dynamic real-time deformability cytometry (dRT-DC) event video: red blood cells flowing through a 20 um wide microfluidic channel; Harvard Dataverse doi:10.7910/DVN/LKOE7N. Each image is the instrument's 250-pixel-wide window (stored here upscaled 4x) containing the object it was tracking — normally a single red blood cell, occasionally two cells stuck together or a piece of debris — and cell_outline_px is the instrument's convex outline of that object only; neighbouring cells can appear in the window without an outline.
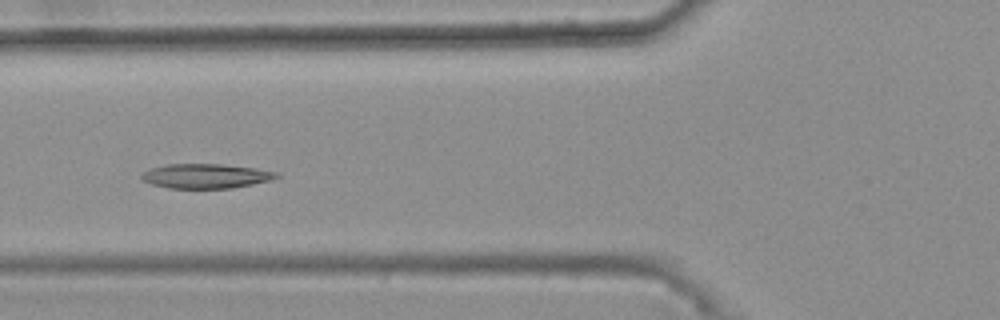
{"species": "common noctule bat (a hibernating species)", "species_latin": "Nyctalus noctula", "temperature_condition": "warm", "stored_images_in_passage": 44, "camera_frame_rate_fps": 3000, "um_per_image_px": 0.085, "animal": {"sex": "female", "body_mass_g": 25.1}, "frame": {"image": 1, "passage_image": 19, "time_ms": 6.0, "image_size_px": [1000, 320], "cell_outline_px": [[280, 176], [272, 180], [232, 188], [168, 188], [152, 184], [144, 180], [140, 176], [144, 172], [152, 168], [168, 164], [220, 164], [252, 168], [276, 172]], "centroid_in_image_um": [17.5, 14.97], "position_along_channel_um": 108.3, "area_um2": 19.02}}
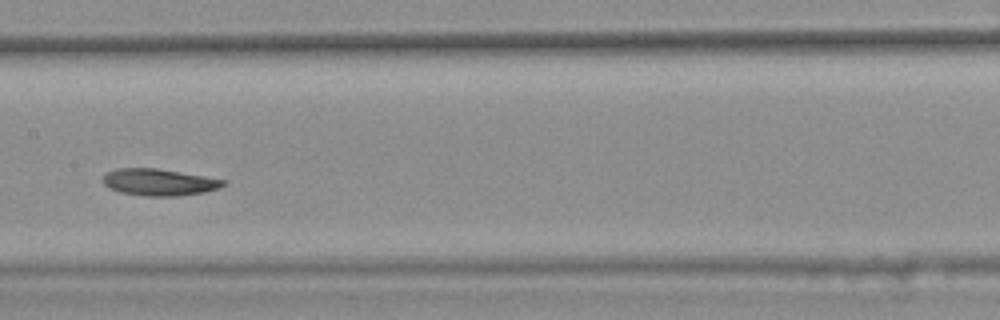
{"frame": {"image": 2, "passage_image": 26, "time_ms": 8.333, "image_size_px": [1000, 320], "cell_outline_px": [[228, 184], [220, 188], [204, 192], [180, 196], [144, 196], [120, 192], [108, 188], [104, 184], [104, 172], [116, 168], [156, 168], [228, 180]], "centroid_in_image_um": [13.54, 15.49], "position_along_channel_um": 193.9, "area_um2": 19.02}, "authors_computed_cell_mechanics": {"area_um2": 19.1896, "velocity_mm_per_s": 3.669, "shape_relaxation_time_tau1_ms": null, "shape_relaxation_time_tau2_ms": 6.8707, "deformation_change_tau1": null, "deformation_change_tau2": 0.1143}}